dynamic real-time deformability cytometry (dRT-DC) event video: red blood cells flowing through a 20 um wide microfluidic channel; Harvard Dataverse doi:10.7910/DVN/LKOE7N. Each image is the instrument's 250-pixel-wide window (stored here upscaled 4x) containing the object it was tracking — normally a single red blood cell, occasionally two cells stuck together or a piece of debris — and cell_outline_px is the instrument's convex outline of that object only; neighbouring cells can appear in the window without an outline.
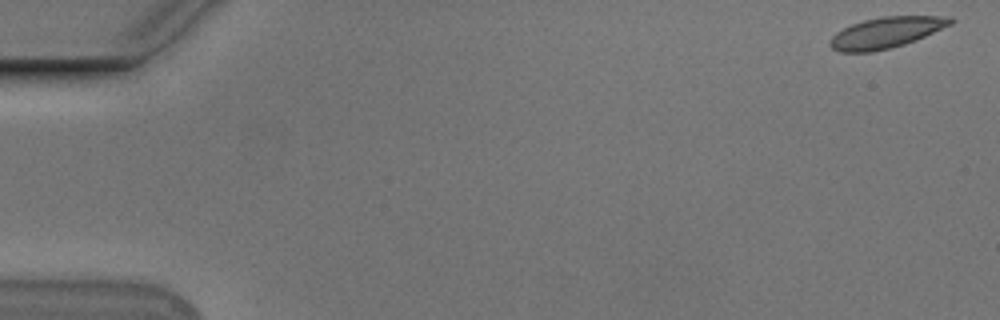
{"species": "Egyptian fruit bat (a non-hibernating species)", "species_latin": "Rousettus aegyptiacus", "temperature_condition": "cold", "stored_images_in_passage": 55, "camera_frame_rate_fps": 3000, "um_per_image_px": 0.085, "animal": {"sex": "male"}, "frame": {"image": 1, "passage_image": 1, "time_ms": 0.0, "image_size_px": [1000, 320], "cell_outline_px": [[956, 20], [952, 24], [916, 40], [904, 44], [872, 52], [840, 52], [832, 48], [828, 44], [828, 40], [836, 32], [852, 24], [864, 20], [884, 16], [952, 16]], "centroid_in_image_um": [75.33, 2.76], "position_along_channel_um": 9.7, "area_um2": 21.73}}
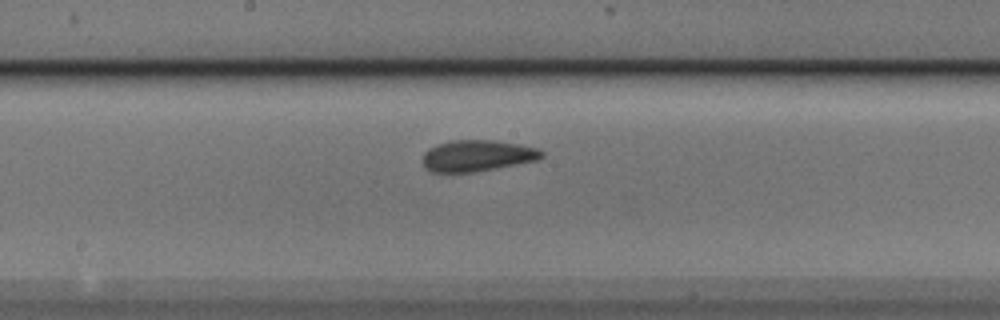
{"frame": {"image": 2, "passage_image": 29, "time_ms": 9.333, "image_size_px": [1000, 320], "cell_outline_px": [[544, 156], [536, 160], [496, 168], [472, 172], [432, 172], [424, 168], [424, 152], [428, 148], [452, 140], [492, 140], [520, 144], [540, 148], [544, 152]], "centroid_in_image_um": [40.59, 13.23], "position_along_channel_um": 207.6, "area_um2": 21.62}}
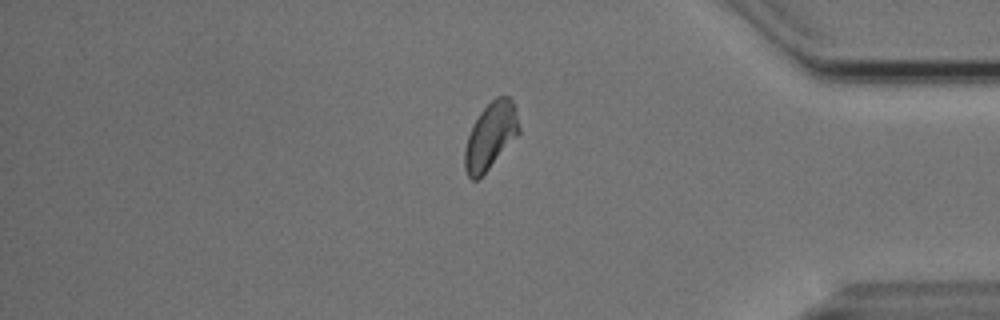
{"frame": {"image": 3, "passage_image": 46, "time_ms": 15.0, "image_size_px": [1000, 320], "cell_outline_px": [[520, 132], [488, 168], [476, 180], [472, 180], [468, 176], [464, 168], [464, 148], [472, 124], [480, 112], [496, 96], [508, 96], [512, 100], [516, 108], [520, 128]], "centroid_in_image_um": [41.68, 11.51], "position_along_channel_um": 393.5, "area_um2": 20.81}, "authors_computed_cell_mechanics": {"area_um2": 21.675, "velocity_mm_per_s": 3.7142, "shape_relaxation_time_tau1_ms": 3.1208, "shape_relaxation_time_tau2_ms": 1.8888, "deformation_change_tau1": 0.0886, "deformation_change_tau2": 0.0525}}